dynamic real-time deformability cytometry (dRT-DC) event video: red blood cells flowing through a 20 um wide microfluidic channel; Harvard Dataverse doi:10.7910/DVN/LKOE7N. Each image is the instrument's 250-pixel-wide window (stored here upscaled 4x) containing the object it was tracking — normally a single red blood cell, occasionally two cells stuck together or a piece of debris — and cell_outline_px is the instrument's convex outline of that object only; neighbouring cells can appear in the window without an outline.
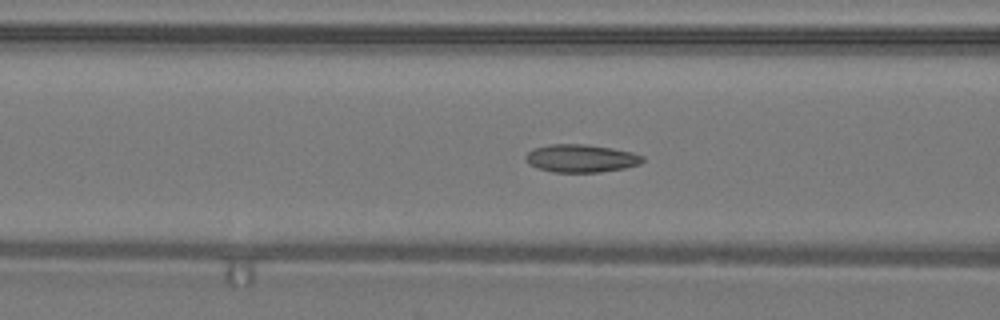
{"species": "common noctule bat (a hibernating species)", "species_latin": "Nyctalus noctula", "temperature_condition": "warm", "stored_images_in_passage": 50, "camera_frame_rate_fps": 3000, "um_per_image_px": 0.085, "animal": {"sex": "male", "body_mass_g": 19.2, "forearm_length_mm": 51.8}, "frame": {"image": 1, "passage_image": 20, "time_ms": 6.333, "image_size_px": [1000, 320], "cell_outline_px": [[644, 160], [640, 164], [624, 168], [600, 172], [552, 172], [528, 164], [524, 160], [524, 156], [532, 148], [548, 144], [584, 144], [612, 148], [632, 152], [644, 156]], "centroid_in_image_um": [49.36, 13.45], "position_along_channel_um": 117.2, "area_um2": 19.13}}
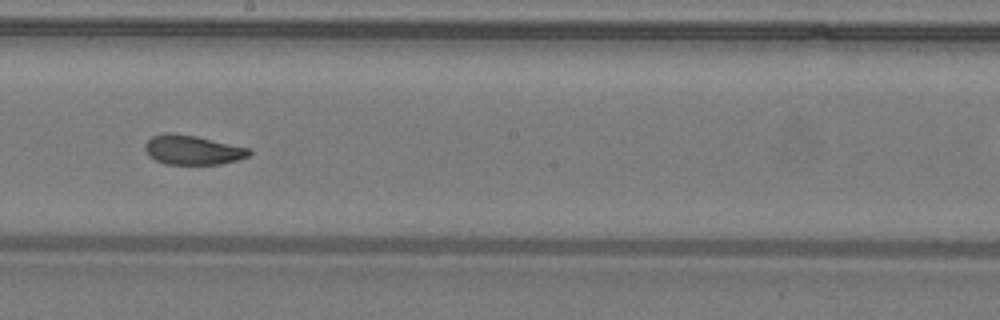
{"frame": {"image": 2, "passage_image": 28, "time_ms": 9.0, "image_size_px": [1000, 320], "cell_outline_px": [[252, 152], [248, 156], [236, 160], [220, 164], [164, 164], [148, 156], [144, 148], [144, 144], [152, 136], [168, 132], [172, 132], [196, 136], [248, 148]], "centroid_in_image_um": [16.32, 12.74], "position_along_channel_um": 231.9, "area_um2": 17.8}}
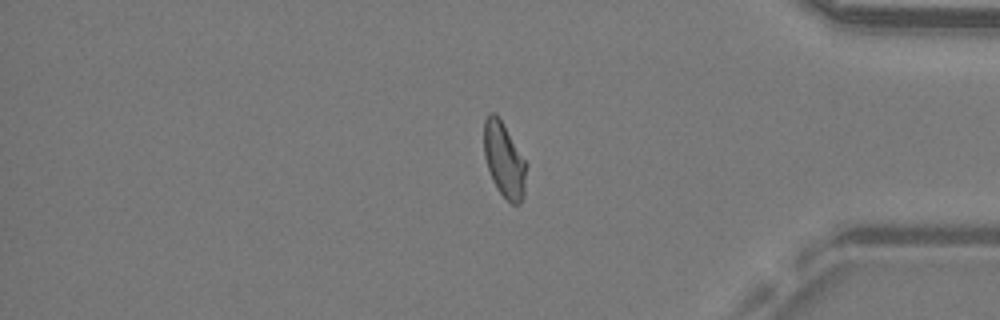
{"frame": {"image": 3, "passage_image": 41, "time_ms": 13.333, "image_size_px": [1000, 320], "cell_outline_px": [[528, 164], [524, 196], [520, 204], [512, 204], [496, 188], [492, 180], [484, 156], [484, 120], [488, 112], [496, 112]], "centroid_in_image_um": [42.86, 13.59], "position_along_channel_um": 392.3, "area_um2": 18.73}, "authors_computed_cell_mechanics": {"area_um2": 18.785, "velocity_mm_per_s": 4.2936, "shape_relaxation_time_tau1_ms": 5.8745, "shape_relaxation_time_tau2_ms": 1.6922, "deformation_change_tau1": 0.1725, "deformation_change_tau2": 0.0778}}